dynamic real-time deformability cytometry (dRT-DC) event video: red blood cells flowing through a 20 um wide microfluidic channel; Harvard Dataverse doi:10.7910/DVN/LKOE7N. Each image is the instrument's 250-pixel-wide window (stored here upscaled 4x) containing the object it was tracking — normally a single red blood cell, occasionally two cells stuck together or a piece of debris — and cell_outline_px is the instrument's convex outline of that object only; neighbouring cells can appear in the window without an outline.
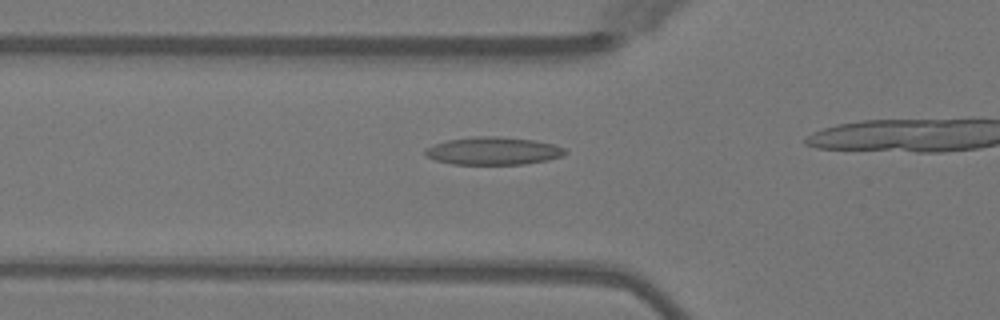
{"species": "Egyptian fruit bat (a non-hibernating species)", "species_latin": "Rousettus aegyptiacus", "temperature_condition": "warm", "stored_images_in_passage": 15, "camera_frame_rate_fps": 3000, "um_per_image_px": 0.085, "animal": {"sex": "female"}, "frame": {"image": 1, "passage_image": 11, "time_ms": 3.333, "image_size_px": [1000, 320], "cell_outline_px": [[568, 152], [560, 156], [548, 160], [524, 164], [452, 164], [436, 160], [428, 156], [424, 152], [428, 148], [436, 144], [448, 140], [472, 136], [500, 136], [536, 140], [552, 144], [564, 148]], "centroid_in_image_um": [41.96, 12.82], "position_along_channel_um": 83.8, "area_um2": 22.48}}